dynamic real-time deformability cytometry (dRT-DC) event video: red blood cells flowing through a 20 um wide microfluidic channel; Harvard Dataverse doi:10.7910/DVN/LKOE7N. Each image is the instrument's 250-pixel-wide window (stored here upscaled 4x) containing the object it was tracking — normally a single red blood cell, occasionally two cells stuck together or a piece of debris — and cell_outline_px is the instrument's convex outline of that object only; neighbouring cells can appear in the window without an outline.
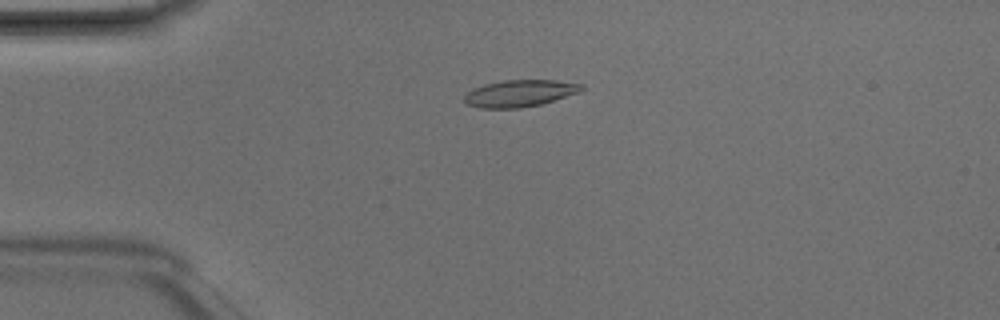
{"species": "Egyptian fruit bat (a non-hibernating species)", "species_latin": "Rousettus aegyptiacus", "temperature_condition": "room temperature", "stored_images_in_passage": 5, "camera_frame_rate_fps": 3000, "um_per_image_px": 0.085, "animal": {"sex": "male"}, "frame": {"image": 1, "passage_image": 3, "time_ms": 0.667, "image_size_px": [1000, 320], "cell_outline_px": [[584, 88], [580, 92], [540, 104], [520, 108], [480, 108], [464, 104], [464, 96], [472, 88], [484, 84], [504, 80], [556, 80], [580, 84]], "centroid_in_image_um": [44.12, 7.93], "position_along_channel_um": 40.9, "area_um2": 18.32}}